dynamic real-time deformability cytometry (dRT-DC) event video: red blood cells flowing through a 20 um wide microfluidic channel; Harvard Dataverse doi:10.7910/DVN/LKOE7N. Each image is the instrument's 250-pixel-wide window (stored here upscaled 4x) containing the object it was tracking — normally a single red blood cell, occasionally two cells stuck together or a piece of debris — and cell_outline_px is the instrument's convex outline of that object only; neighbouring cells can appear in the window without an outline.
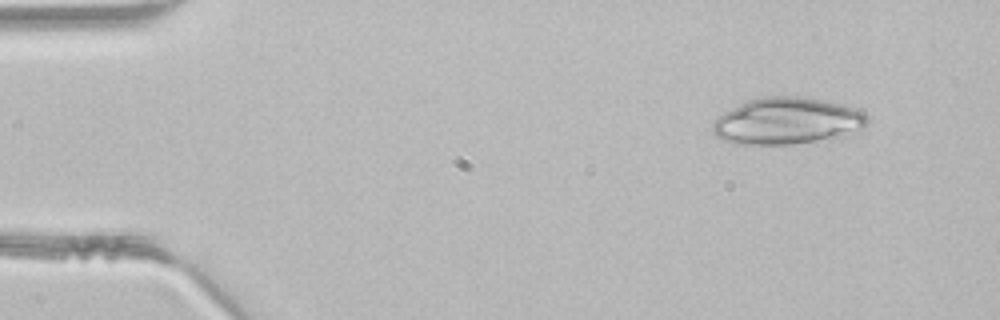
{"species": "common noctule bat (a hibernating species)", "species_latin": "Nyctalus noctula", "temperature_condition": "room temperature", "stored_images_in_passage": 41, "camera_frame_rate_fps": 3000, "um_per_image_px": 0.085, "animal": {"sex": "male", "body_mass_g": 21.5, "forearm_length_mm": 52.0}, "frame": {"image": 1, "passage_image": 1, "time_ms": 0.0, "image_size_px": [1000, 320], "cell_outline_px": [[868, 124], [860, 132], [840, 136], [792, 144], [732, 144], [716, 136], [712, 132], [712, 124], [716, 116], [748, 100], [764, 96], [804, 96], [824, 100], [840, 104], [864, 112], [868, 116]], "centroid_in_image_um": [66.9, 10.28], "position_along_channel_um": 18.1, "area_um2": 42.31}}
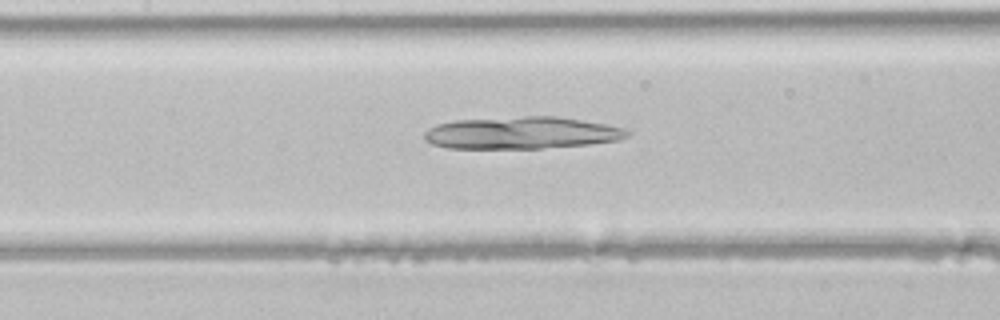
{"frame": {"image": 2, "passage_image": 17, "time_ms": 5.333, "image_size_px": [1000, 320], "cell_outline_px": [[628, 136], [620, 140], [588, 144], [540, 148], [448, 148], [432, 144], [424, 140], [424, 132], [428, 128], [436, 124], [456, 120], [524, 116], [556, 116], [604, 124], [624, 128], [628, 132]], "centroid_in_image_um": [44.29, 11.29], "position_along_channel_um": 163.1, "area_um2": 37.86}}
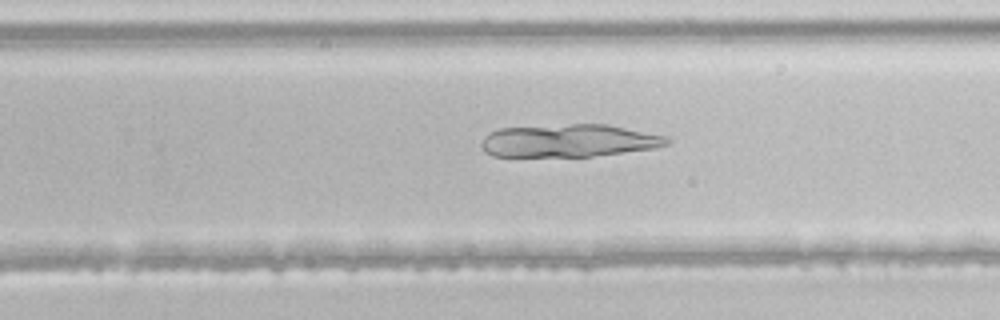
{"frame": {"image": 3, "passage_image": 25, "time_ms": 8.0, "image_size_px": [1000, 320], "cell_outline_px": [[672, 140], [668, 144], [656, 148], [592, 156], [492, 156], [484, 152], [480, 144], [484, 136], [488, 132], [500, 128], [572, 124], [608, 124], [668, 136]], "centroid_in_image_um": [48.37, 11.95], "position_along_channel_um": 281.4, "area_um2": 35.6}}